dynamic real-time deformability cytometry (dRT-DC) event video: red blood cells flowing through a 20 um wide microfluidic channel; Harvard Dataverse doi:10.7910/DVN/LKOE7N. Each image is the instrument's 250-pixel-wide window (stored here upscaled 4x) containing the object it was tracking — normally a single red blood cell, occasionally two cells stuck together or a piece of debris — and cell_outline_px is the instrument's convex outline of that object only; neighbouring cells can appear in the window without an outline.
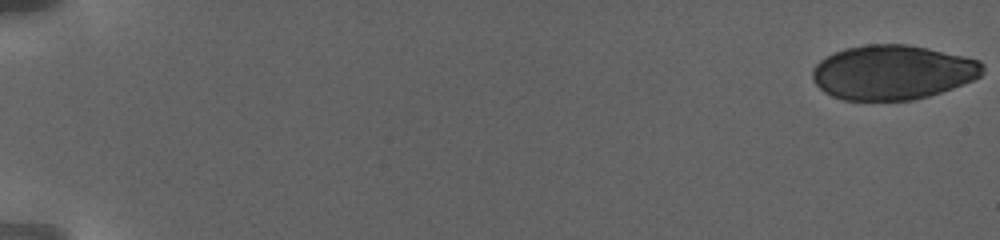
{"species": "human", "species_latin": "Homo sapiens", "temperature_condition": "warm", "stored_images_in_passage": 45, "camera_frame_rate_fps": 3000, "um_per_image_px": 0.085, "donor": {"sex": "female"}, "frame": {"image": 1, "passage_image": 1, "time_ms": 0.0, "image_size_px": [1000, 240], "cell_outline_px": [[984, 72], [980, 76], [972, 80], [952, 88], [928, 96], [912, 100], [844, 100], [832, 96], [824, 92], [812, 80], [812, 68], [820, 60], [844, 48], [864, 44], [908, 44], [964, 56], [980, 60], [984, 64]], "centroid_in_image_um": [75.86, 6.14], "position_along_channel_um": 9.1, "area_um2": 54.16}}
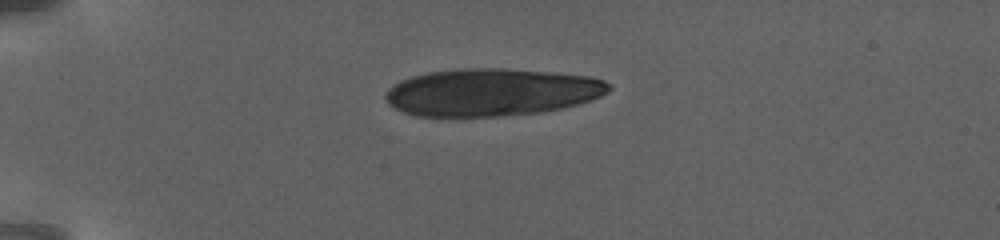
{"frame": {"image": 2, "passage_image": 32, "time_ms": 6.667, "image_size_px": [1000, 240], "cell_outline_px": [[612, 88], [608, 92], [600, 96], [576, 104], [560, 108], [540, 112], [504, 116], [416, 116], [404, 112], [388, 104], [384, 100], [384, 92], [392, 84], [400, 80], [412, 76], [428, 72], [460, 68], [504, 68], [556, 72], [588, 76], [604, 80], [612, 84]], "centroid_in_image_um": [41.75, 7.82], "position_along_channel_um": 43.3, "area_um2": 62.14}}